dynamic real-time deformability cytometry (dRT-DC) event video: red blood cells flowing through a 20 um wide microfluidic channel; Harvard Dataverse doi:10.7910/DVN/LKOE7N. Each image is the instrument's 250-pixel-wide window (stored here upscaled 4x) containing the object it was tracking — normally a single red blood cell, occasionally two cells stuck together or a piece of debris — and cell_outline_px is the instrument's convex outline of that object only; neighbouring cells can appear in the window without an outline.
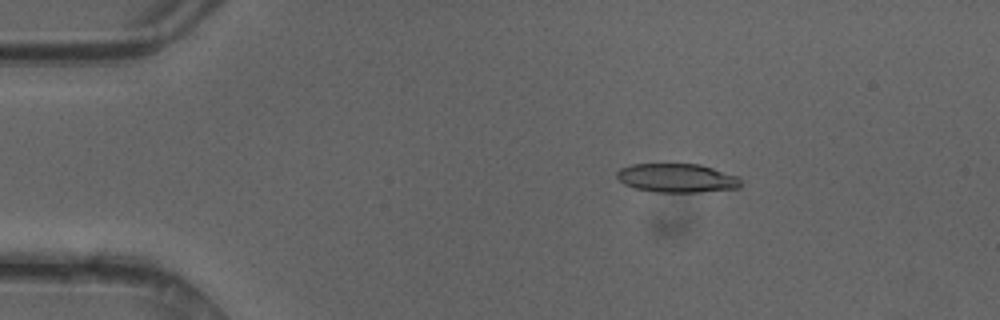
{"species": "common noctule bat (a hibernating species)", "species_latin": "Nyctalus noctula", "temperature_condition": "cold", "stored_images_in_passage": 49, "camera_frame_rate_fps": 3000, "um_per_image_px": 0.085, "animal": {"sex": "female"}, "frame": {"image": 1, "passage_image": 9, "time_ms": 2.667, "image_size_px": [1000, 320], "cell_outline_px": [[740, 188], [700, 192], [656, 192], [636, 188], [624, 184], [616, 176], [616, 172], [620, 168], [632, 164], [700, 164], [740, 176]], "centroid_in_image_um": [57.56, 15.13], "position_along_channel_um": 27.4, "area_um2": 20.92}}
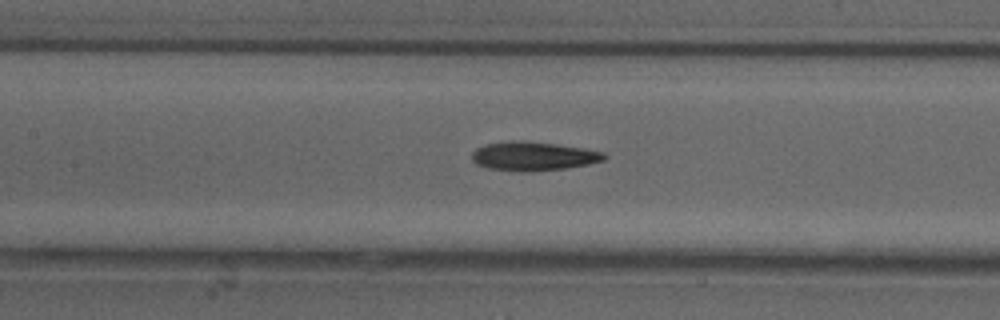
{"frame": {"image": 2, "passage_image": 23, "time_ms": 7.333, "image_size_px": [1000, 320], "cell_outline_px": [[608, 156], [604, 160], [588, 164], [564, 168], [524, 172], [520, 172], [488, 168], [476, 164], [472, 160], [472, 152], [476, 148], [484, 144], [508, 140], [520, 140], [556, 144], [584, 148], [604, 152]], "centroid_in_image_um": [45.3, 13.26], "position_along_channel_um": 162.1, "area_um2": 22.43}}
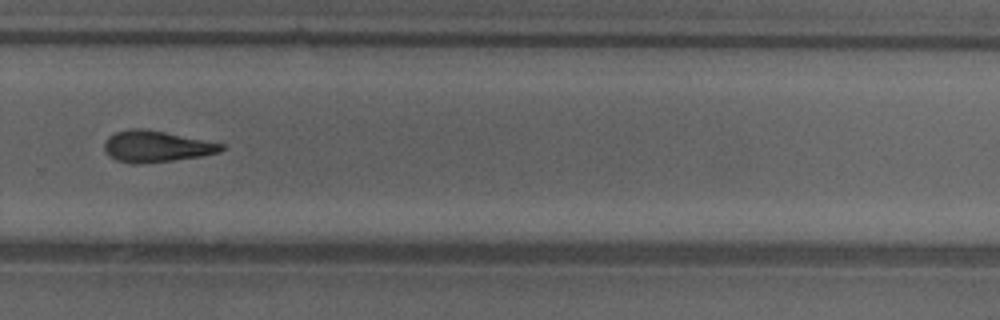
{"frame": {"image": 3, "passage_image": 34, "time_ms": 11.0, "image_size_px": [1000, 320], "cell_outline_px": [[224, 148], [220, 152], [204, 156], [140, 164], [132, 164], [116, 160], [108, 156], [104, 148], [104, 144], [108, 136], [116, 132], [128, 128], [140, 128], [164, 132], [224, 144]], "centroid_in_image_um": [13.25, 12.45], "position_along_channel_um": 316.6, "area_um2": 21.33}, "authors_computed_cell_mechanics": {"area_um2": 21.5016, "velocity_mm_per_s": 4.2342, "shape_relaxation_time_tau1_ms": null, "shape_relaxation_time_tau2_ms": 8.1914, "deformation_change_tau1": null, "deformation_change_tau2": 0.2112}}